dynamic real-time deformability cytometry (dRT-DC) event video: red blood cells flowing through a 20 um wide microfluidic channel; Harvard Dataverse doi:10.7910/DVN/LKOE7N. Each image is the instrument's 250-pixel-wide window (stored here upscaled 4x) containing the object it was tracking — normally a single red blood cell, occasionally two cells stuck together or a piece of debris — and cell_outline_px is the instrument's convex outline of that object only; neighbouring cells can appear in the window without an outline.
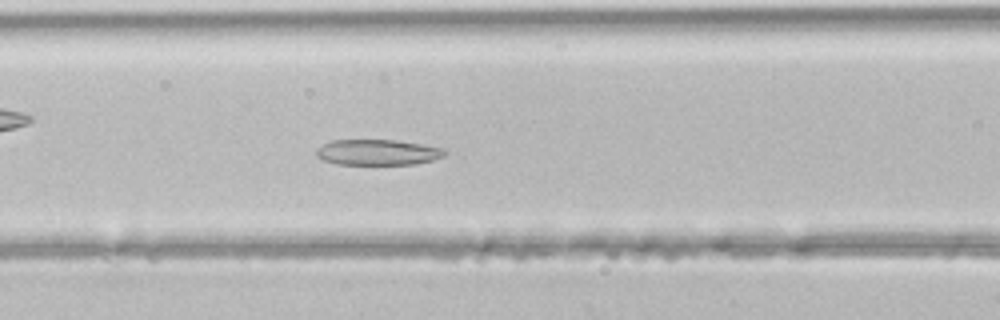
{"species": "common noctule bat (a hibernating species)", "species_latin": "Nyctalus noctula", "temperature_condition": "room temperature", "stored_images_in_passage": 42, "camera_frame_rate_fps": 3000, "um_per_image_px": 0.085, "animal": {"sex": "male", "body_mass_g": 21.5, "forearm_length_mm": 52.0}, "frame": {"image": 1, "passage_image": 19, "time_ms": 6.0, "image_size_px": [1000, 320], "cell_outline_px": [[448, 152], [444, 156], [432, 160], [416, 164], [336, 164], [324, 160], [316, 156], [316, 148], [332, 140], [396, 140], [444, 148]], "centroid_in_image_um": [32.11, 12.94], "position_along_channel_um": 134.5, "area_um2": 19.19}}
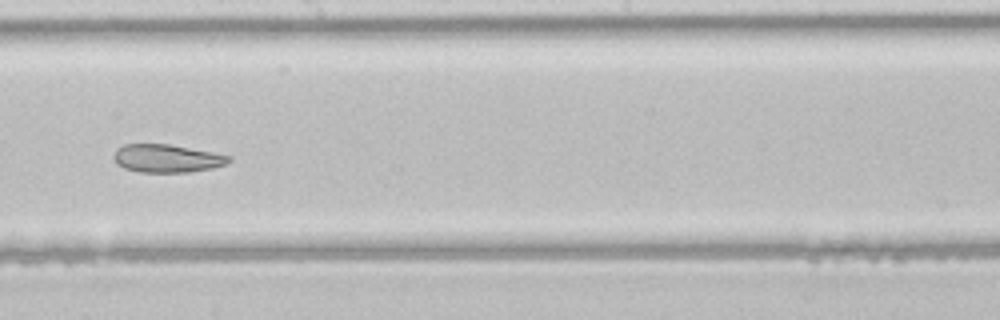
{"frame": {"image": 2, "passage_image": 26, "time_ms": 8.333, "image_size_px": [1000, 320], "cell_outline_px": [[232, 160], [224, 164], [212, 168], [188, 172], [140, 172], [124, 168], [116, 164], [112, 156], [116, 148], [124, 144], [168, 144], [212, 152], [232, 156]], "centroid_in_image_um": [14.14, 13.46], "position_along_channel_um": 234.1, "area_um2": 18.84}}
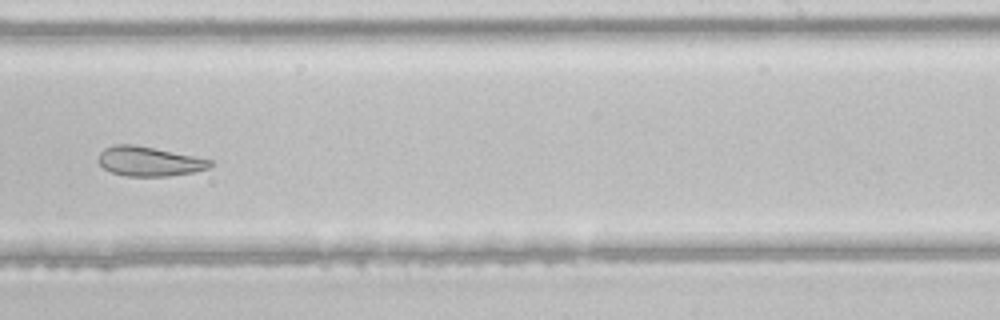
{"frame": {"image": 3, "passage_image": 29, "time_ms": 9.333, "image_size_px": [1000, 320], "cell_outline_px": [[212, 164], [208, 168], [192, 172], [168, 176], [124, 176], [112, 172], [104, 168], [100, 164], [100, 152], [104, 148], [112, 144], [132, 144], [212, 160]], "centroid_in_image_um": [12.64, 13.72], "position_along_channel_um": 276.4, "area_um2": 18.84}}